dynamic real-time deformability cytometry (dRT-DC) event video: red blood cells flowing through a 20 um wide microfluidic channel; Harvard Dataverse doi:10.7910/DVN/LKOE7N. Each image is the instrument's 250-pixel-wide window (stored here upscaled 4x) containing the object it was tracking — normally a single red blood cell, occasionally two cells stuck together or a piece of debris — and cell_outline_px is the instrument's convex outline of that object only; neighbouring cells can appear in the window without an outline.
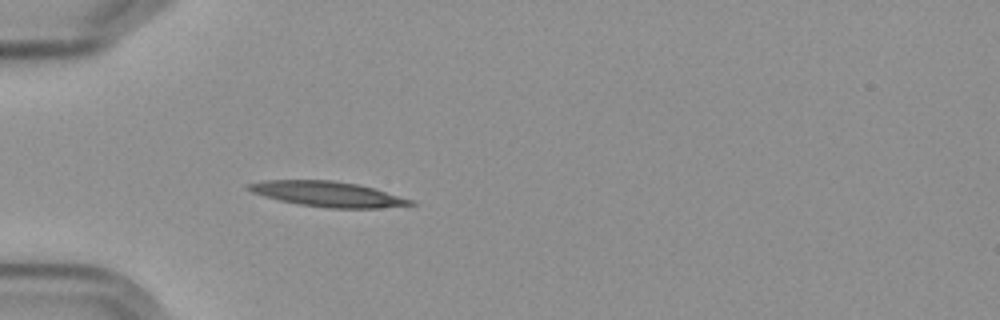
{"species": "Egyptian fruit bat (a non-hibernating species)", "species_latin": "Rousettus aegyptiacus", "temperature_condition": "cold", "stored_images_in_passage": 4, "camera_frame_rate_fps": 3000, "um_per_image_px": 0.085, "frame": {"image": 1, "passage_image": 4, "time_ms": 3.333, "image_size_px": [1000, 320], "cell_outline_px": [[416, 204], [376, 208], [328, 208], [300, 204], [280, 200], [264, 196], [252, 192], [244, 188], [244, 184], [264, 180], [332, 180], [356, 184], [372, 188], [412, 200]], "centroid_in_image_um": [27.76, 16.48], "position_along_channel_um": 57.2, "area_um2": 23.52}}